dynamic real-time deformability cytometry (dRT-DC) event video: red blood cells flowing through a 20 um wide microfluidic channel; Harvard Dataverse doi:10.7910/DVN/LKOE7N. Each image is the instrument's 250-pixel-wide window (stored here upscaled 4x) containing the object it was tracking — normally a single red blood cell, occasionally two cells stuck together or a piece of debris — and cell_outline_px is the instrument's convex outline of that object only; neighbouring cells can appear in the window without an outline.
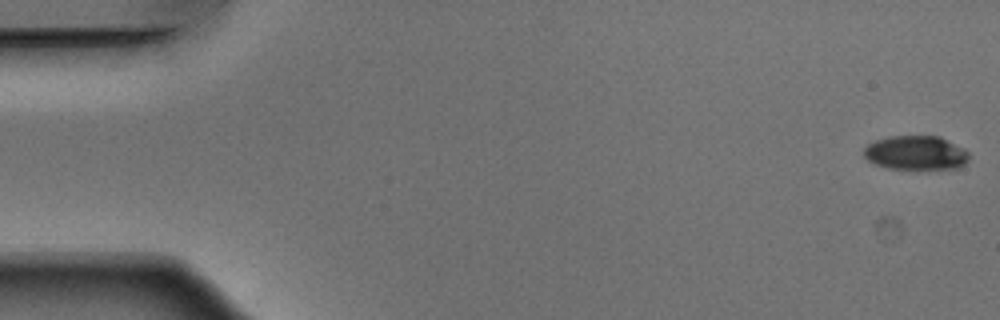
{"species": "Egyptian fruit bat (a non-hibernating species)", "species_latin": "Rousettus aegyptiacus", "temperature_condition": "warm", "stored_images_in_passage": 52, "camera_frame_rate_fps": 3000, "um_per_image_px": 0.085, "animal": {"sex": "male"}, "frame": {"image": 1, "passage_image": 1, "time_ms": 0.0, "image_size_px": [1000, 320], "cell_outline_px": [[968, 160], [964, 164], [956, 168], [888, 168], [876, 164], [868, 160], [864, 156], [864, 148], [868, 144], [876, 140], [888, 136], [940, 136], [964, 148], [968, 152]], "centroid_in_image_um": [77.85, 12.97], "position_along_channel_um": 7.2, "area_um2": 20.69}}
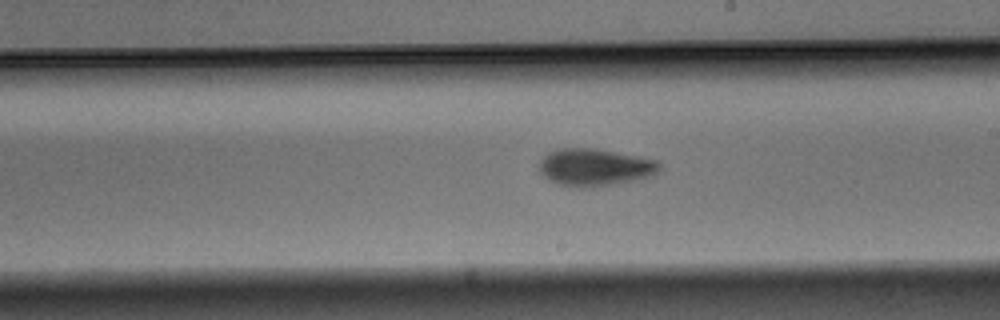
{"frame": {"image": 2, "passage_image": 30, "time_ms": 9.667, "image_size_px": [1000, 320], "cell_outline_px": [[660, 168], [652, 176], [616, 184], [592, 188], [580, 188], [560, 184], [544, 176], [540, 172], [540, 160], [548, 152], [560, 148], [596, 148], [656, 160], [660, 164]], "centroid_in_image_um": [50.56, 14.22], "position_along_channel_um": 238.4, "area_um2": 26.07}}
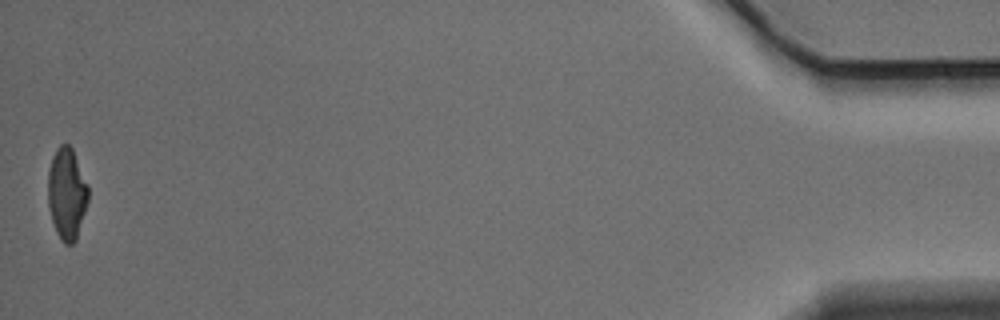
{"frame": {"image": 3, "passage_image": 52, "time_ms": 17.0, "image_size_px": [1000, 320], "cell_outline_px": [[88, 200], [76, 240], [72, 244], [64, 244], [60, 240], [56, 232], [48, 208], [48, 168], [52, 156], [56, 148], [60, 144], [68, 144], [72, 148], [88, 184]], "centroid_in_image_um": [5.66, 16.45], "position_along_channel_um": 429.5, "area_um2": 21.68}, "authors_computed_cell_mechanics": {"area_um2": 23.6402, "velocity_mm_per_s": 3.8881, "shape_relaxation_time_tau1_ms": 4.5387, "shape_relaxation_time_tau2_ms": 4.0725, "deformation_change_tau1": 0.1571, "deformation_change_tau2": 0.1074}}